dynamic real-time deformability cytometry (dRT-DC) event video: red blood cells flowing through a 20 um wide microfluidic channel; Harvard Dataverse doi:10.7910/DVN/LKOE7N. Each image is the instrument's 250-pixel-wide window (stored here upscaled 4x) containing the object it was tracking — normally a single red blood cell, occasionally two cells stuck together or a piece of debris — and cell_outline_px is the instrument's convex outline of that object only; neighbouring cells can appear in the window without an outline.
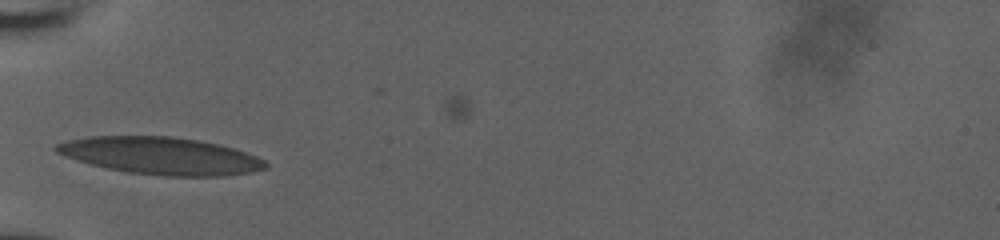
{"species": "human", "species_latin": "Homo sapiens", "temperature_condition": "room temperature", "stored_images_in_passage": 28, "camera_frame_rate_fps": 3000, "um_per_image_px": 0.085, "donor": {"sex": "male"}, "frame": {"image": 1, "passage_image": 1, "time_ms": 0.0, "image_size_px": [1000, 240], "cell_outline_px": [[268, 168], [252, 172], [224, 176], [164, 176], [128, 172], [108, 168], [76, 160], [56, 152], [52, 148], [56, 144], [68, 140], [88, 136], [172, 136], [220, 144], [256, 156], [264, 160], [268, 164]], "centroid_in_image_um": [13.67, 13.24], "position_along_channel_um": 71.3, "area_um2": 45.37}}
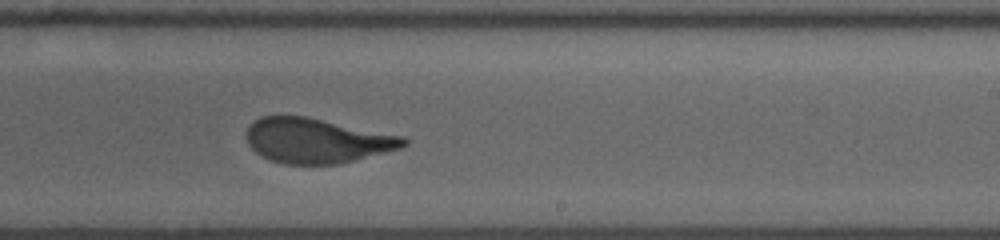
{"frame": {"image": 2, "passage_image": 16, "time_ms": 5.0, "image_size_px": [1000, 240], "cell_outline_px": [[408, 144], [400, 148], [356, 160], [336, 164], [284, 164], [268, 160], [256, 152], [248, 144], [248, 128], [260, 116], [304, 116], [404, 136], [408, 140]], "centroid_in_image_um": [26.95, 11.96], "position_along_channel_um": 262.1, "area_um2": 40.75}}
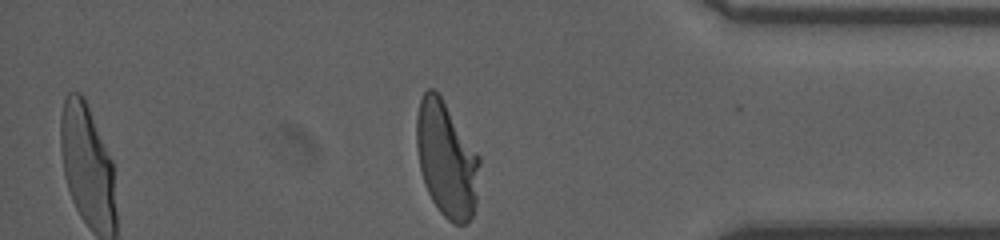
{"frame": {"image": 3, "passage_image": 28, "time_ms": 9.0, "image_size_px": [1000, 240], "cell_outline_px": [[480, 164], [476, 200], [472, 216], [464, 224], [452, 224], [440, 212], [432, 200], [424, 184], [420, 168], [416, 148], [416, 116], [420, 100], [424, 92], [428, 88], [432, 88], [440, 96], [480, 156]], "centroid_in_image_um": [37.94, 13.56], "position_along_channel_um": 397.3, "area_um2": 42.19}, "authors_computed_cell_mechanics": {"area_um2": 42.194, "velocity_mm_per_s": 3.8524, "shape_relaxation_time_tau1_ms": 5.0234, "shape_relaxation_time_tau2_ms": null, "deformation_change_tau1": 0.2236, "deformation_change_tau2": null}}